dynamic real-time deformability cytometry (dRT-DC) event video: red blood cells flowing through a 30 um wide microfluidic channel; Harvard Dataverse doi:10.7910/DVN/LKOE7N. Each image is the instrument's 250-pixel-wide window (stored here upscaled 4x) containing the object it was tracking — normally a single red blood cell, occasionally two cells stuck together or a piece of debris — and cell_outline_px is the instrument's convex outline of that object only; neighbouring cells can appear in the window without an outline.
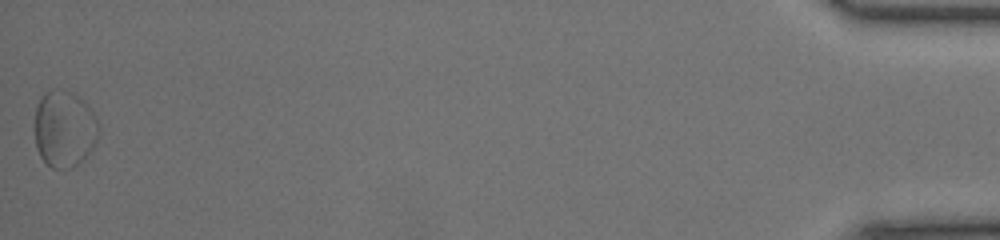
{"species": "common noctule bat (a hibernating species)", "species_latin": "Nyctalus noctula", "temperature_condition": "room temperature", "stored_images_in_passage": 47, "segment_of_instrument_passage": [2, 2], "camera_frame_rate_fps": 3000, "um_per_image_px": 0.085, "animal": {"sex": "female", "body_mass_g": 20.0, "forearm_length_mm": 54.0}, "frame": {"image": 1, "passage_image": 47, "time_ms": 15.333, "image_size_px": [1000, 240], "cell_outline_px": [[96, 140], [92, 148], [84, 160], [72, 168], [52, 168], [40, 156], [36, 148], [36, 108], [40, 96], [44, 92], [52, 88], [56, 88], [72, 92], [84, 100], [92, 112], [96, 120]], "centroid_in_image_um": [5.44, 10.94], "position_along_channel_um": 429.8, "area_um2": 28.38}}